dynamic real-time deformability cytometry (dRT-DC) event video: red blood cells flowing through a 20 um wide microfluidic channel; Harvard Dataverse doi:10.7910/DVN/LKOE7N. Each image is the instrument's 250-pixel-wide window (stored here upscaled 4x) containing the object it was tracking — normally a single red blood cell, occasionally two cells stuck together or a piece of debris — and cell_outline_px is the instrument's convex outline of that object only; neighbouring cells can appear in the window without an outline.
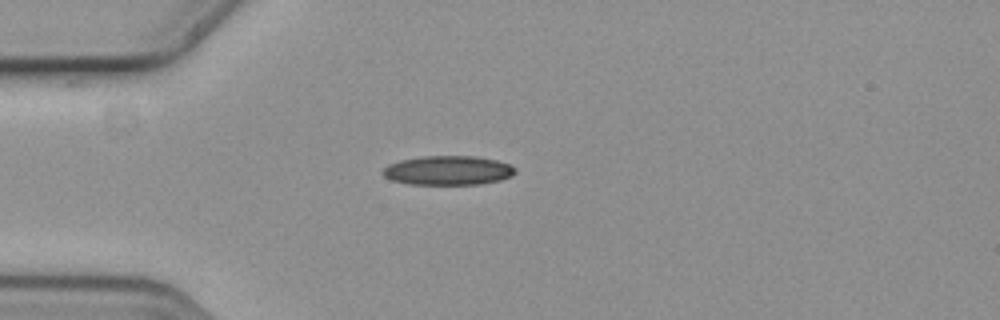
{"species": "common noctule bat (a hibernating species)", "species_latin": "Nyctalus noctula", "temperature_condition": "cold", "stored_images_in_passage": 1, "camera_frame_rate_fps": 3000, "um_per_image_px": 0.085, "animal": {"sex": "female", "body_mass_g": 19.3, "forearm_length_mm": 54.1}, "frame": {"image": 1, "passage_image": 1, "time_ms": 0.0, "image_size_px": [1000, 320], "cell_outline_px": [[516, 172], [512, 176], [500, 180], [480, 184], [408, 184], [392, 180], [384, 176], [380, 172], [388, 164], [400, 160], [424, 156], [476, 156], [496, 160], [508, 164], [516, 168]], "centroid_in_image_um": [38.07, 14.48], "position_along_channel_um": 46.9, "area_um2": 22.6}}